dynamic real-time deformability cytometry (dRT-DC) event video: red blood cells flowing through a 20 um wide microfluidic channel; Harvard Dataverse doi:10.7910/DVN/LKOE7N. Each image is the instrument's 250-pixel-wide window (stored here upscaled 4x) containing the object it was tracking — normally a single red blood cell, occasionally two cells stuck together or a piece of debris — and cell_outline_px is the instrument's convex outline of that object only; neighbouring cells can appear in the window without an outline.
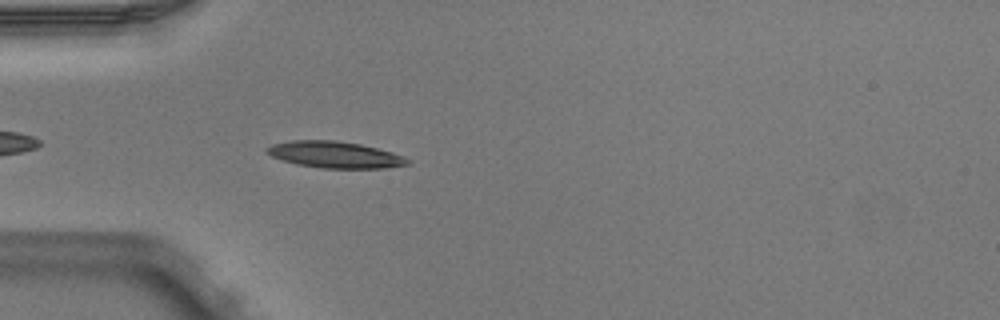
{"species": "Egyptian fruit bat (a non-hibernating species)", "species_latin": "Rousettus aegyptiacus", "temperature_condition": "warm", "stored_images_in_passage": 1, "camera_frame_rate_fps": 3000, "um_per_image_px": 0.085, "animal": {"sex": "male"}, "frame": {"image": 1, "passage_image": 1, "time_ms": 0.0, "image_size_px": [1000, 320], "cell_outline_px": [[412, 160], [408, 164], [384, 168], [320, 168], [296, 164], [272, 156], [264, 152], [264, 148], [272, 144], [292, 140], [336, 140], [360, 144], [392, 152], [404, 156]], "centroid_in_image_um": [28.45, 13.14], "position_along_channel_um": 56.6, "area_um2": 21.79}}